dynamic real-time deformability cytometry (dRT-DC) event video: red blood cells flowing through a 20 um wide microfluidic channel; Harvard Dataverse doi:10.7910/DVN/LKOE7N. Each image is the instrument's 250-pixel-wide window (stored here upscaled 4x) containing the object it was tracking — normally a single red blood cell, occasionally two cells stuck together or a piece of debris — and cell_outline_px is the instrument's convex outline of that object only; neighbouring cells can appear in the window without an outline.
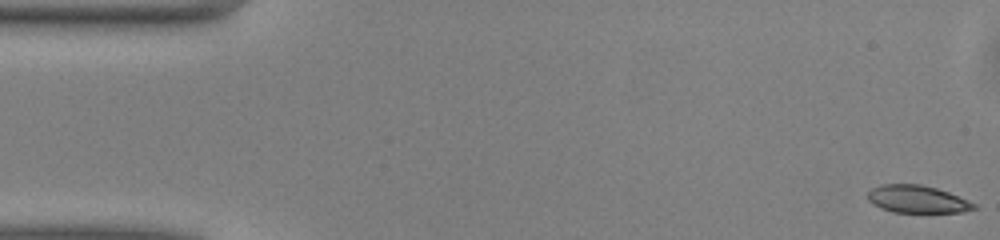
{"species": "common noctule bat (a hibernating species)", "species_latin": "Nyctalus noctula", "temperature_condition": "warm", "stored_images_in_passage": 50, "camera_frame_rate_fps": 3000, "um_per_image_px": 0.085, "animal": {"sex": "male", "body_mass_g": 13.0, "forearm_length_mm": 53.1}, "frame": {"image": 1, "passage_image": 1, "time_ms": 0.0, "image_size_px": [1000, 240], "cell_outline_px": [[976, 208], [964, 212], [892, 212], [880, 208], [872, 204], [868, 200], [868, 192], [872, 188], [880, 184], [920, 184], [936, 188], [948, 192], [976, 204]], "centroid_in_image_um": [77.93, 16.93], "position_along_channel_um": 7.1, "area_um2": 16.99}}
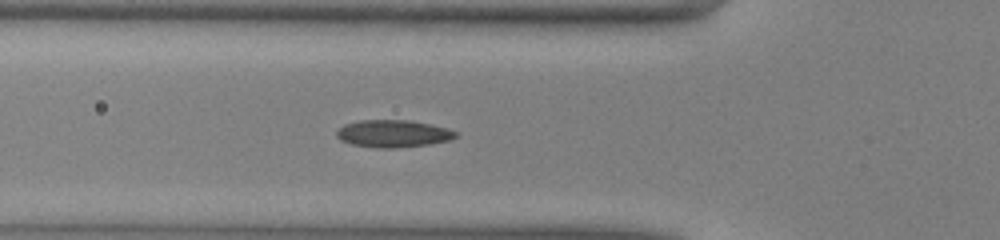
{"frame": {"image": 2, "passage_image": 17, "time_ms": 5.333, "image_size_px": [1000, 240], "cell_outline_px": [[460, 136], [448, 140], [428, 144], [396, 148], [376, 148], [352, 144], [340, 140], [336, 136], [336, 132], [344, 124], [360, 120], [412, 120], [448, 128], [460, 132]], "centroid_in_image_um": [33.45, 11.35], "position_along_channel_um": 92.4, "area_um2": 19.13}}
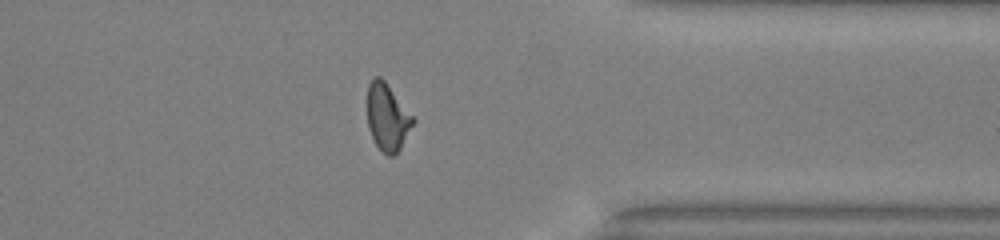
{"frame": {"image": 3, "passage_image": 39, "time_ms": 12.667, "image_size_px": [1000, 240], "cell_outline_px": [[416, 120], [400, 148], [392, 156], [388, 156], [376, 144], [368, 128], [368, 84], [376, 76], [380, 76], [384, 80]], "centroid_in_image_um": [32.93, 9.95], "position_along_channel_um": 378.5, "area_um2": 17.46}, "authors_computed_cell_mechanics": {"area_um2": 18.0336, "velocity_mm_per_s": 4.0645, "shape_relaxation_time_tau1_ms": 4.7082, "shape_relaxation_time_tau2_ms": 1.5411, "deformation_change_tau1": 0.1511, "deformation_change_tau2": 0.0741}}